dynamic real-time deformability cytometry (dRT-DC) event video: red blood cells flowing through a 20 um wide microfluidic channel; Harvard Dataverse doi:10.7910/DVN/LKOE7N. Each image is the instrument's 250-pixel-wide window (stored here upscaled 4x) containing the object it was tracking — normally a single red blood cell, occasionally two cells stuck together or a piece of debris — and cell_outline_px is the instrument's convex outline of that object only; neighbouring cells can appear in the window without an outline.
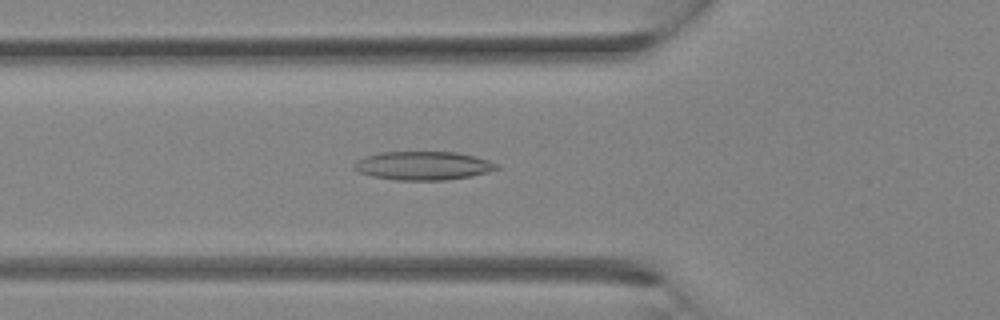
{"species": "Egyptian fruit bat (a non-hibernating species)", "species_latin": "Rousettus aegyptiacus", "temperature_condition": "room temperature", "stored_images_in_passage": 32, "camera_frame_rate_fps": 3000, "um_per_image_px": 0.085, "animal": {"sex": "female"}, "frame": {"image": 1, "passage_image": 11, "time_ms": 3.333, "image_size_px": [1000, 320], "cell_outline_px": [[500, 168], [488, 172], [468, 176], [444, 180], [396, 180], [372, 176], [360, 172], [352, 168], [352, 164], [356, 160], [364, 156], [380, 152], [456, 152], [476, 156], [500, 164]], "centroid_in_image_um": [35.95, 14.07], "position_along_channel_um": 89.9, "area_um2": 23.87}}
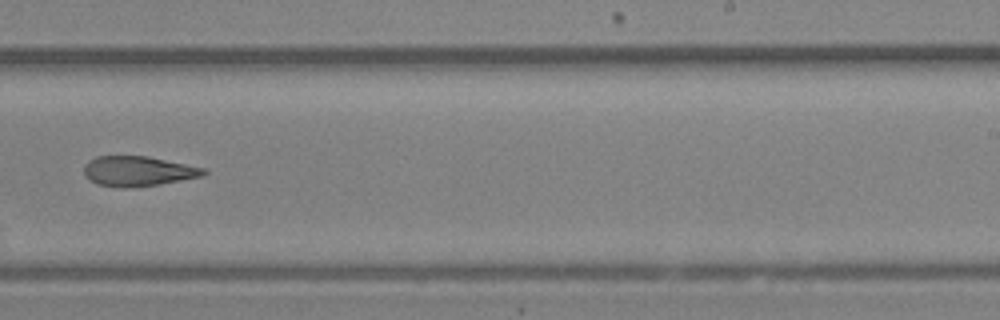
{"frame": {"image": 2, "passage_image": 20, "time_ms": 6.333, "image_size_px": [1000, 320], "cell_outline_px": [[208, 172], [200, 176], [160, 184], [132, 188], [124, 188], [96, 184], [84, 176], [84, 164], [88, 160], [96, 156], [148, 156], [204, 168]], "centroid_in_image_um": [11.67, 14.55], "position_along_channel_um": 277.3, "area_um2": 20.92}}
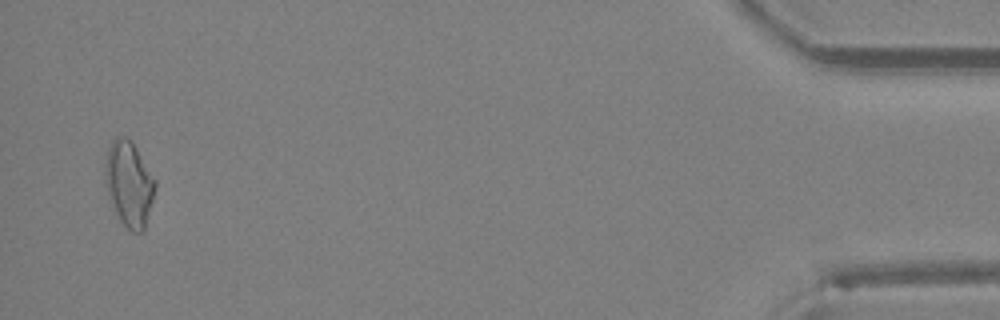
{"frame": {"image": 3, "passage_image": 31, "time_ms": 10.0, "image_size_px": [1000, 320], "cell_outline_px": [[156, 188], [144, 228], [140, 232], [132, 232], [120, 220], [108, 196], [104, 172], [104, 164], [108, 148], [112, 140], [116, 136], [124, 136], [132, 140], [156, 180]], "centroid_in_image_um": [10.96, 15.56], "position_along_channel_um": 424.2, "area_um2": 24.8}}